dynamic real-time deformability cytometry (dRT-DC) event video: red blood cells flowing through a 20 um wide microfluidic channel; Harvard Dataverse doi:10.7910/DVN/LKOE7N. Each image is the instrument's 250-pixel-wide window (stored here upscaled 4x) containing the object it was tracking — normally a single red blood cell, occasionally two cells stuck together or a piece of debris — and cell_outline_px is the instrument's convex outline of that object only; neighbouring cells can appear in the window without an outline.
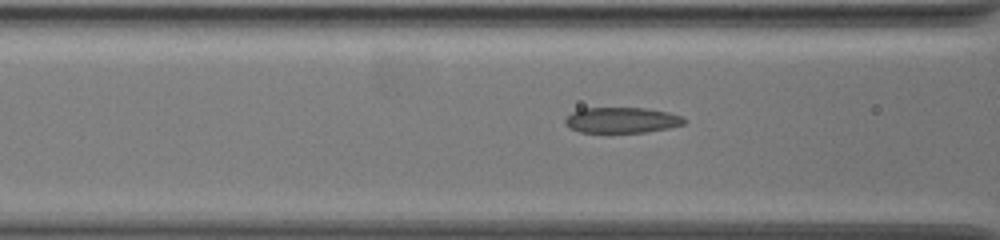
{"species": "common noctule bat (a hibernating species)", "species_latin": "Nyctalus noctula", "temperature_condition": "warm", "stored_images_in_passage": 37, "camera_frame_rate_fps": 3000, "um_per_image_px": 0.085, "animal": {"sex": "female", "body_mass_g": 19.5, "forearm_length_mm": 54.1}, "frame": {"image": 1, "passage_image": 7, "time_ms": 2.0, "image_size_px": [1000, 240], "cell_outline_px": [[684, 124], [668, 128], [644, 132], [580, 132], [564, 124], [564, 120], [572, 112], [584, 108], [644, 108], [668, 112], [680, 116], [684, 120]], "centroid_in_image_um": [52.82, 10.21], "position_along_channel_um": 113.8, "area_um2": 17.51}}
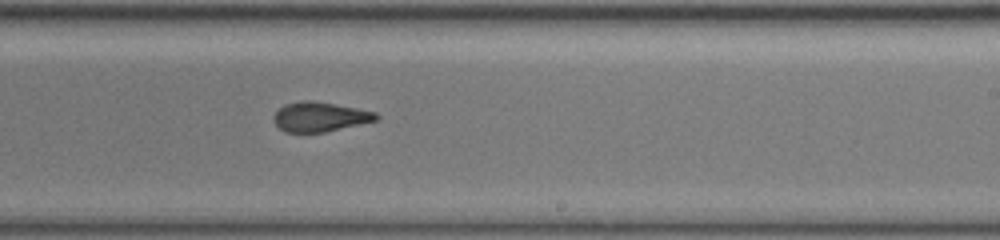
{"frame": {"image": 2, "passage_image": 19, "time_ms": 6.0, "image_size_px": [1000, 240], "cell_outline_px": [[380, 116], [376, 120], [324, 132], [284, 132], [276, 124], [272, 116], [284, 104], [300, 100], [312, 100], [356, 108], [376, 112]], "centroid_in_image_um": [27.16, 9.92], "position_along_channel_um": 261.8, "area_um2": 17.51}}
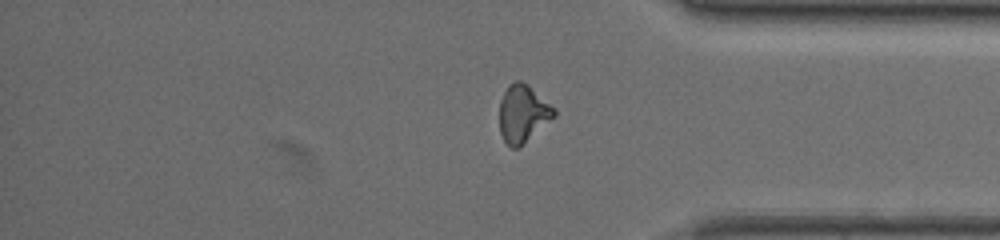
{"frame": {"image": 3, "passage_image": 30, "time_ms": 9.667, "image_size_px": [1000, 240], "cell_outline_px": [[556, 116], [520, 148], [512, 148], [504, 140], [500, 132], [500, 100], [508, 84], [516, 80], [520, 80], [528, 84], [556, 108]], "centroid_in_image_um": [44.47, 9.65], "position_along_channel_um": 390.7, "area_um2": 18.61}}